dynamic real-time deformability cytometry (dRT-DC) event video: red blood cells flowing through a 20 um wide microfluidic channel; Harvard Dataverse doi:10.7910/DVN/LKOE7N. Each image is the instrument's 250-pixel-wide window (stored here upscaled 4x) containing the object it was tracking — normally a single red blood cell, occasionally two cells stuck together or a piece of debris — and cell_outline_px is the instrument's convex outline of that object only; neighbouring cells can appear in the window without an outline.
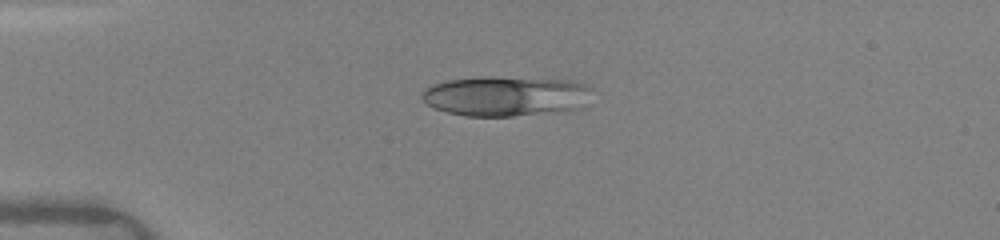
{"species": "human", "species_latin": "Homo sapiens", "temperature_condition": "warm", "stored_images_in_passage": 9, "camera_frame_rate_fps": 3000, "um_per_image_px": 0.085, "donor": {"sex": "female"}, "frame": {"image": 1, "passage_image": 6, "time_ms": 3.667, "image_size_px": [1000, 240], "cell_outline_px": [[592, 88], [580, 108], [512, 116], [464, 116], [448, 112], [436, 108], [428, 104], [420, 96], [420, 92], [424, 88], [432, 84], [448, 80], [480, 76], [492, 76], [576, 80]], "centroid_in_image_um": [42.93, 8.14], "position_along_channel_um": 42.1, "area_um2": 39.65}}
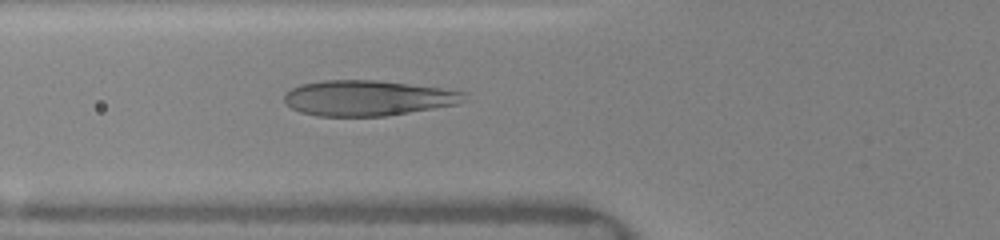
{"frame": {"image": 2, "passage_image": 9, "time_ms": 5.667, "image_size_px": [1000, 240], "cell_outline_px": [[468, 100], [456, 104], [388, 116], [316, 116], [300, 112], [292, 108], [284, 100], [284, 96], [292, 88], [300, 84], [324, 80], [380, 80], [440, 88], [468, 92]], "centroid_in_image_um": [31.3, 8.33], "position_along_channel_um": 94.5, "area_um2": 37.28}}